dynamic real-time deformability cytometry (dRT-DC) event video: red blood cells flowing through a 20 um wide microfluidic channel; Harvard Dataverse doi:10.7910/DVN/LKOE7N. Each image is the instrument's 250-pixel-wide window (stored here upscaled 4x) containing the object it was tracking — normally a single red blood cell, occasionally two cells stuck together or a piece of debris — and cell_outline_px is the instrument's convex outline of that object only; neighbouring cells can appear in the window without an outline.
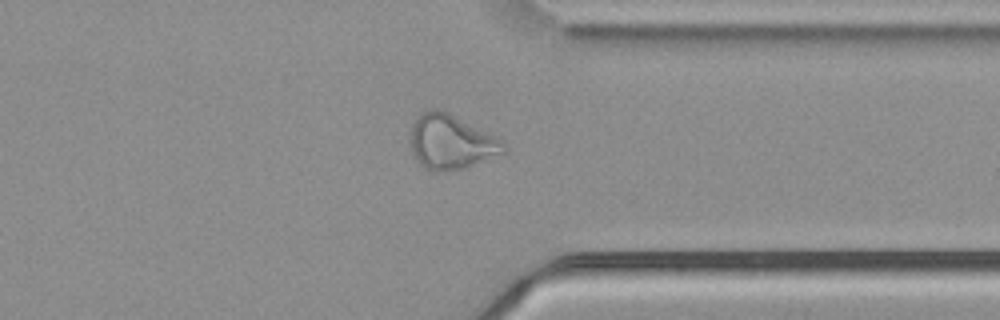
{"species": "common noctule bat (a hibernating species)", "species_latin": "Nyctalus noctula", "temperature_condition": "cold", "stored_images_in_passage": 51, "camera_frame_rate_fps": 3000, "um_per_image_px": 0.085, "animal": {"sex": "male", "body_mass_g": 21.5, "forearm_length_mm": 52.0}, "frame": {"image": 1, "passage_image": 39, "time_ms": 12.667, "image_size_px": [1000, 320], "cell_outline_px": [[508, 148], [504, 152], [464, 168], [444, 172], [432, 172], [424, 168], [416, 160], [412, 152], [412, 124], [420, 112], [432, 108], [440, 108], [504, 140]], "centroid_in_image_um": [38.34, 12.06], "position_along_channel_um": 373.1, "area_um2": 29.77}}
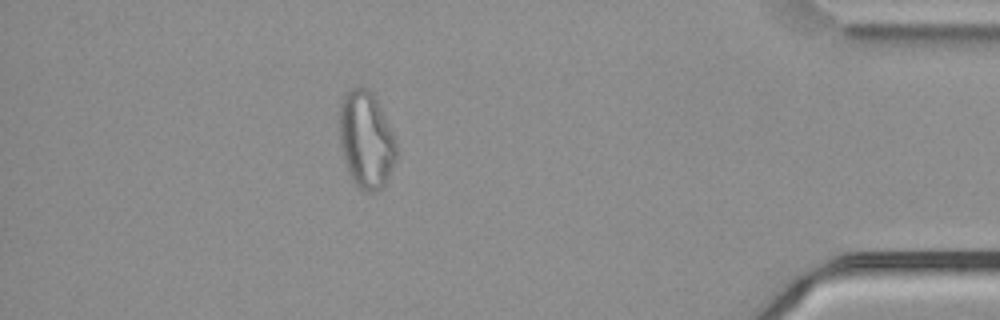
{"frame": {"image": 2, "passage_image": 45, "time_ms": 14.667, "image_size_px": [1000, 320], "cell_outline_px": [[396, 160], [384, 184], [380, 188], [372, 192], [364, 192], [352, 180], [348, 172], [340, 148], [340, 104], [348, 88], [364, 88], [372, 92], [392, 132], [396, 144]], "centroid_in_image_um": [31.1, 11.9], "position_along_channel_um": 404.1, "area_um2": 31.73}}